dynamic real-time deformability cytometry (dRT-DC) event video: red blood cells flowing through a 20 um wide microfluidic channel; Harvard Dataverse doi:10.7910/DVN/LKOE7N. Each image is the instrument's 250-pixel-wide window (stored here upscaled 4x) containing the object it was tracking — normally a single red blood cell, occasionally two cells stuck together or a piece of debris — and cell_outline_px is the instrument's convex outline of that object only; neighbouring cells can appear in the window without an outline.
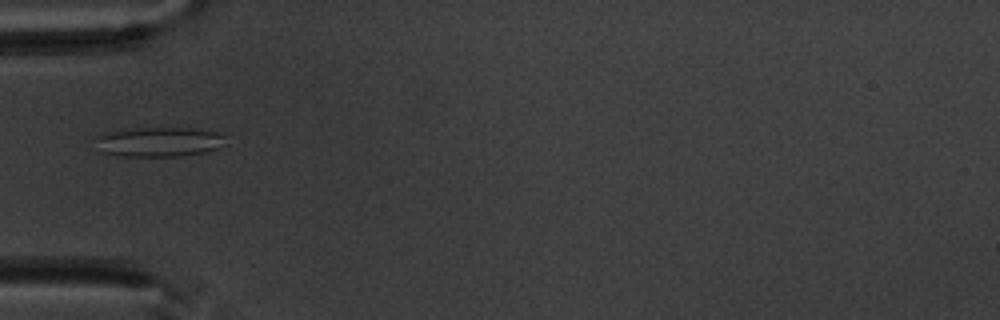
{"species": "common noctule bat (a hibernating species)", "species_latin": "Nyctalus noctula", "temperature_condition": "warm", "stored_images_in_passage": 5, "camera_frame_rate_fps": 3000, "um_per_image_px": 0.085, "animal": {"sex": "male", "body_mass_g": 20.1, "forearm_length_mm": 53.5}, "frame": {"image": 1, "passage_image": 5, "time_ms": 4.667, "image_size_px": [1000, 320], "cell_outline_px": [[228, 136], [220, 148], [204, 152], [180, 156], [120, 156], [104, 152], [96, 136], [108, 132], [136, 128], [188, 128], [216, 132]], "centroid_in_image_um": [13.61, 12.06], "position_along_channel_um": 71.4, "area_um2": 22.08}}